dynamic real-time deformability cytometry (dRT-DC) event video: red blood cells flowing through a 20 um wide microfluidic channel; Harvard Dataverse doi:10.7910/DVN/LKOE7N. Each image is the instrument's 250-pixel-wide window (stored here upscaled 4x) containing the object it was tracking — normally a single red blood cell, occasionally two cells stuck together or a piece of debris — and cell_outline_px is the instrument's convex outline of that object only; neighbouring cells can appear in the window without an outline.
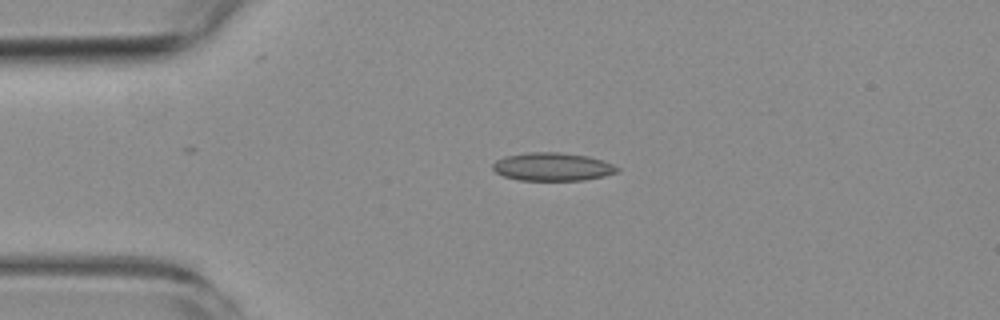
{"species": "common noctule bat (a hibernating species)", "species_latin": "Nyctalus noctula", "temperature_condition": "room temperature", "stored_images_in_passage": 3, "camera_frame_rate_fps": 3000, "um_per_image_px": 0.085, "animal": {"sex": "female", "body_mass_g": 19.3, "forearm_length_mm": 54.1}, "frame": {"image": 1, "passage_image": 1, "time_ms": 0.0, "image_size_px": [1000, 320], "cell_outline_px": [[620, 168], [616, 172], [604, 176], [584, 180], [520, 180], [504, 176], [496, 172], [492, 168], [492, 164], [496, 160], [504, 156], [528, 152], [560, 152], [588, 156], [604, 160]], "centroid_in_image_um": [46.95, 14.16], "position_along_channel_um": 38.0, "area_um2": 20.46}}
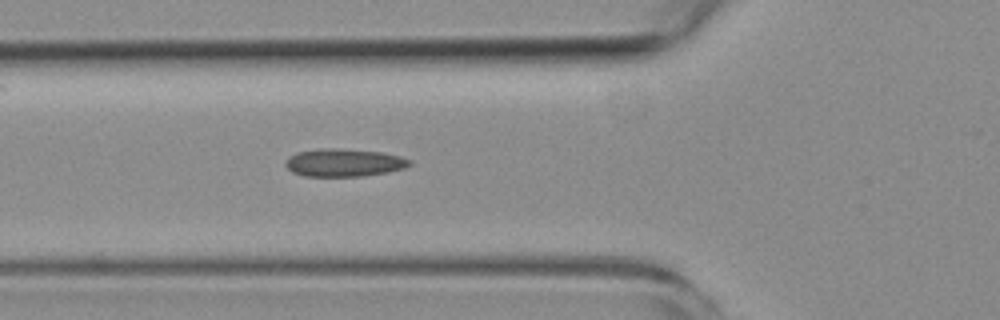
{"frame": {"image": 2, "passage_image": 3, "time_ms": 2.333, "image_size_px": [1000, 320], "cell_outline_px": [[412, 164], [404, 168], [388, 172], [364, 176], [304, 176], [292, 172], [284, 164], [288, 156], [296, 152], [320, 148], [340, 148], [384, 152], [400, 156], [412, 160]], "centroid_in_image_um": [29.24, 13.81], "position_along_channel_um": 96.6, "area_um2": 20.4}}